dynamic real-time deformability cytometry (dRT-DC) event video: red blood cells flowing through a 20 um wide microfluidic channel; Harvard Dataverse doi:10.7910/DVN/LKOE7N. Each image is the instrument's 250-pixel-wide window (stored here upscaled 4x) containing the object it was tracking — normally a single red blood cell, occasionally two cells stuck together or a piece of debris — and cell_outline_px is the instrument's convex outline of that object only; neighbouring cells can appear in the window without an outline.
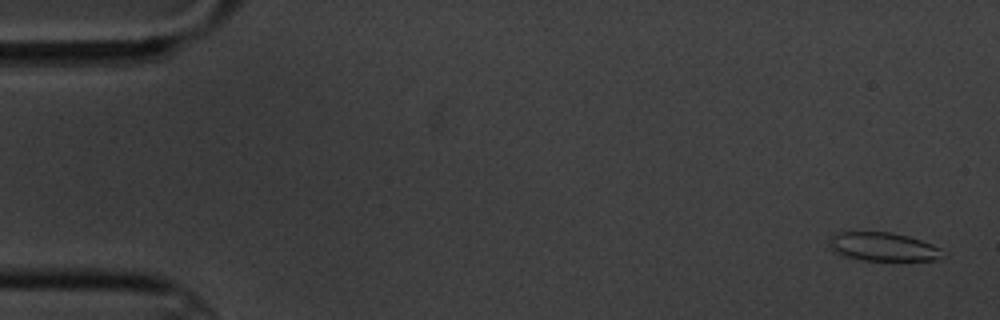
{"species": "common noctule bat (a hibernating species)", "species_latin": "Nyctalus noctula", "temperature_condition": "cold", "stored_images_in_passage": 5, "camera_frame_rate_fps": 3000, "um_per_image_px": 0.085, "animal": {"sex": "male", "body_mass_g": 20.1, "forearm_length_mm": 53.5}, "frame": {"image": 1, "passage_image": 1, "time_ms": 0.0, "image_size_px": [1000, 320], "cell_outline_px": [[948, 256], [936, 260], [864, 260], [844, 256], [832, 252], [828, 244], [828, 236], [840, 232], [892, 232], [908, 236], [932, 244], [948, 252]], "centroid_in_image_um": [75.08, 20.98], "position_along_channel_um": 9.9, "area_um2": 19.31}}
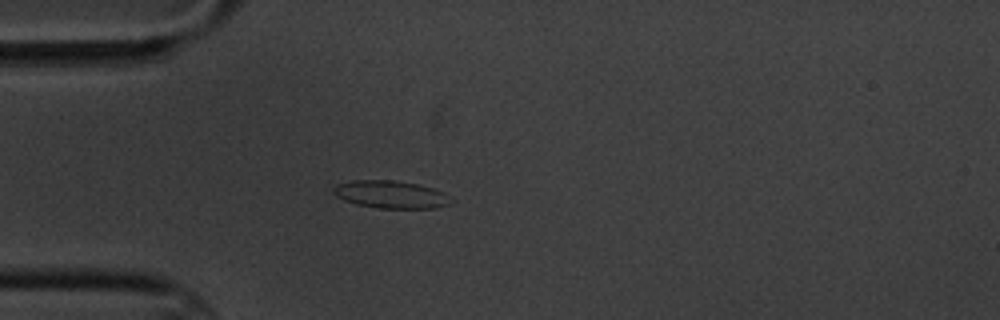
{"frame": {"image": 2, "passage_image": 5, "time_ms": 4.667, "image_size_px": [1000, 320], "cell_outline_px": [[456, 200], [448, 204], [436, 208], [380, 208], [356, 204], [344, 200], [336, 196], [332, 192], [332, 188], [336, 184], [352, 180], [392, 180], [416, 184], [432, 188], [444, 192]], "centroid_in_image_um": [33.22, 16.53], "position_along_channel_um": 51.8, "area_um2": 19.02}}